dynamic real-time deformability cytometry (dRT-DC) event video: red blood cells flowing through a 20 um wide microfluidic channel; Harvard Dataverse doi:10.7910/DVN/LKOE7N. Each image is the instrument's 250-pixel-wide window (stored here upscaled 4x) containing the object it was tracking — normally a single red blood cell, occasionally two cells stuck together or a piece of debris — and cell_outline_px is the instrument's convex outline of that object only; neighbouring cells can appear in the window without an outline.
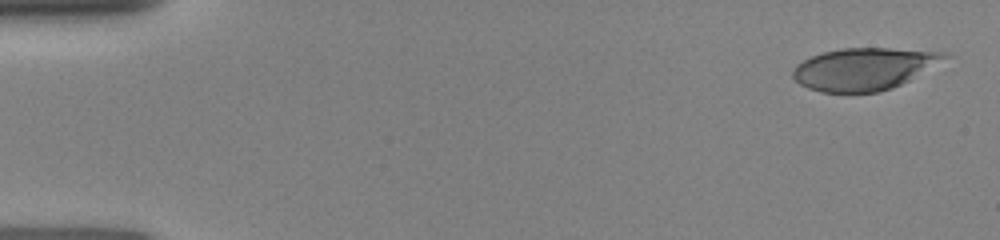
{"species": "human", "species_latin": "Homo sapiens", "temperature_condition": "room temperature", "stored_images_in_passage": 13, "camera_frame_rate_fps": 3000, "um_per_image_px": 0.085, "donor": {"sex": "female"}, "frame": {"image": 1, "passage_image": 1, "time_ms": 0.0, "image_size_px": [1000, 240], "cell_outline_px": [[952, 56], [908, 80], [892, 88], [876, 92], [820, 92], [808, 88], [800, 84], [792, 76], [792, 72], [796, 64], [812, 56], [824, 52], [840, 48], [888, 48], [948, 52]], "centroid_in_image_um": [73.44, 5.84], "position_along_channel_um": 11.6, "area_um2": 37.11}}
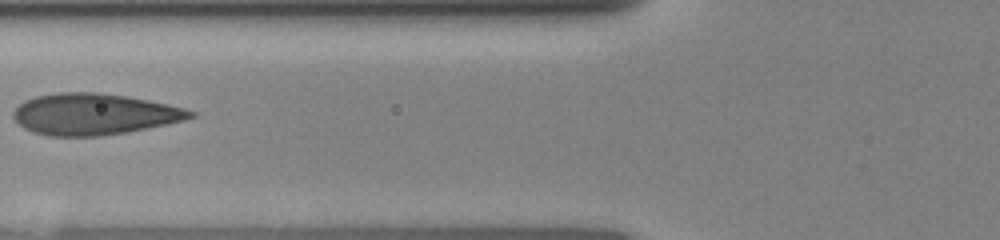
{"frame": {"image": 2, "passage_image": 8, "time_ms": 5.667, "image_size_px": [1000, 240], "cell_outline_px": [[196, 116], [184, 120], [128, 132], [100, 136], [48, 136], [32, 132], [24, 128], [12, 116], [12, 112], [24, 100], [36, 96], [56, 92], [100, 92], [128, 96], [168, 104], [184, 108], [196, 112]], "centroid_in_image_um": [7.98, 9.7], "position_along_channel_um": 117.8, "area_um2": 42.77}}
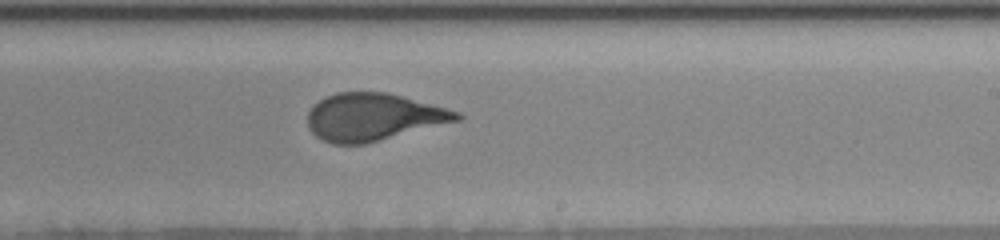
{"frame": {"image": 3, "passage_image": 13, "time_ms": 9.0, "image_size_px": [1000, 240], "cell_outline_px": [[464, 116], [460, 120], [364, 144], [332, 144], [316, 136], [308, 128], [308, 112], [312, 104], [336, 92], [388, 92], [460, 112]], "centroid_in_image_um": [31.71, 9.94], "position_along_channel_um": 257.3, "area_um2": 41.04}}